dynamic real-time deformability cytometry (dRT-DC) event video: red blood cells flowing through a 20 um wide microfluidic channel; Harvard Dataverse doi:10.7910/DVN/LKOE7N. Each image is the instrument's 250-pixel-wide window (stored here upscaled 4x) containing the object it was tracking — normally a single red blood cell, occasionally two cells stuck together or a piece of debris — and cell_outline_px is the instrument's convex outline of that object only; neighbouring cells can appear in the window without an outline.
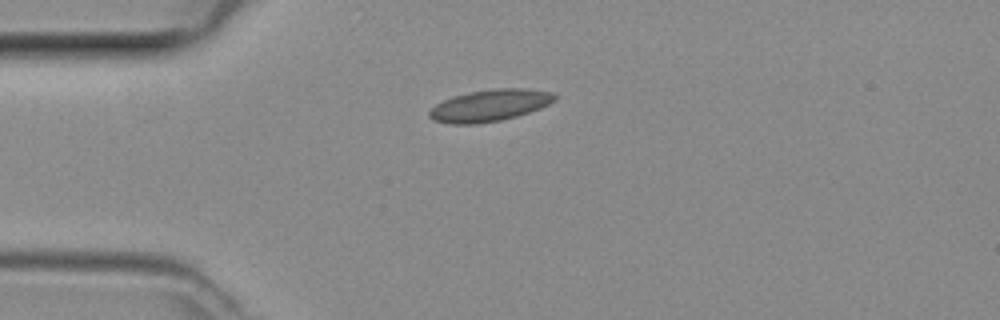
{"species": "common noctule bat (a hibernating species)", "species_latin": "Nyctalus noctula", "temperature_condition": "room temperature", "stored_images_in_passage": 31, "camera_frame_rate_fps": 3000, "um_per_image_px": 0.085, "animal": {"sex": "female", "body_mass_g": 29.2, "forearm_length_mm": 56.3}, "frame": {"image": 1, "passage_image": 1, "time_ms": 0.0, "image_size_px": [1000, 320], "cell_outline_px": [[556, 100], [540, 108], [516, 116], [500, 120], [476, 124], [452, 124], [432, 120], [428, 116], [428, 112], [436, 104], [452, 96], [472, 92], [496, 88], [524, 88], [552, 92], [556, 96]], "centroid_in_image_um": [41.61, 8.96], "position_along_channel_um": 43.4, "area_um2": 23.06}}
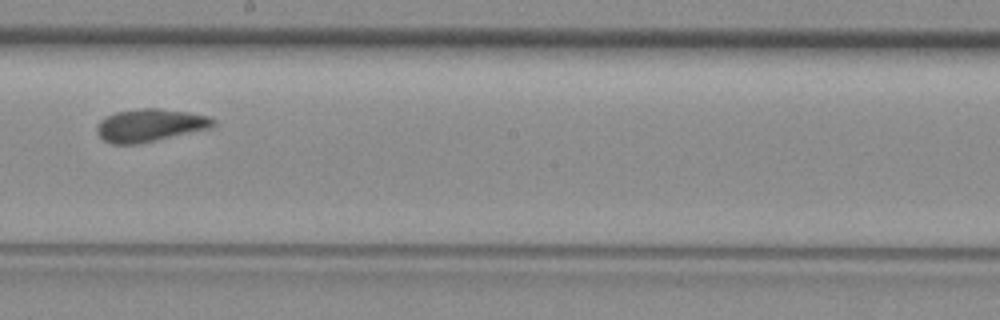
{"frame": {"image": 2, "passage_image": 16, "time_ms": 5.0, "image_size_px": [1000, 320], "cell_outline_px": [[216, 124], [208, 128], [136, 144], [112, 144], [104, 140], [96, 132], [96, 124], [100, 120], [116, 112], [140, 108], [160, 108], [188, 112], [208, 116], [216, 120]], "centroid_in_image_um": [12.71, 10.63], "position_along_channel_um": 235.5, "area_um2": 21.91}}
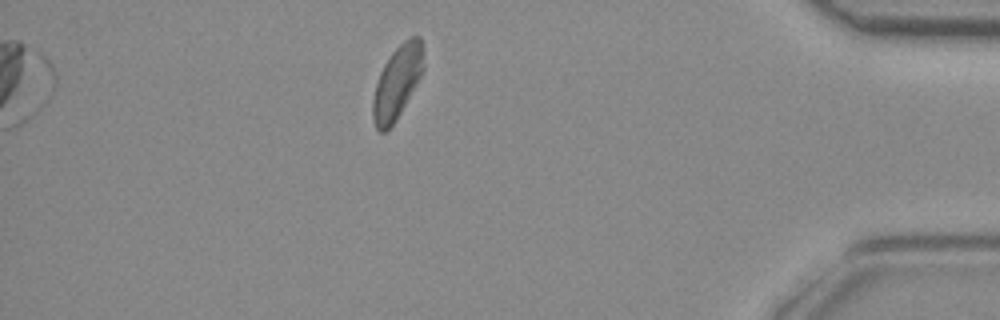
{"frame": {"image": 3, "passage_image": 31, "time_ms": 10.0, "image_size_px": [1000, 320], "cell_outline_px": [[424, 68], [420, 76], [396, 120], [384, 132], [380, 132], [376, 128], [372, 116], [372, 100], [376, 84], [380, 72], [384, 64], [392, 52], [408, 36], [420, 36], [424, 52]], "centroid_in_image_um": [33.76, 6.95], "position_along_channel_um": 401.4, "area_um2": 21.39}}